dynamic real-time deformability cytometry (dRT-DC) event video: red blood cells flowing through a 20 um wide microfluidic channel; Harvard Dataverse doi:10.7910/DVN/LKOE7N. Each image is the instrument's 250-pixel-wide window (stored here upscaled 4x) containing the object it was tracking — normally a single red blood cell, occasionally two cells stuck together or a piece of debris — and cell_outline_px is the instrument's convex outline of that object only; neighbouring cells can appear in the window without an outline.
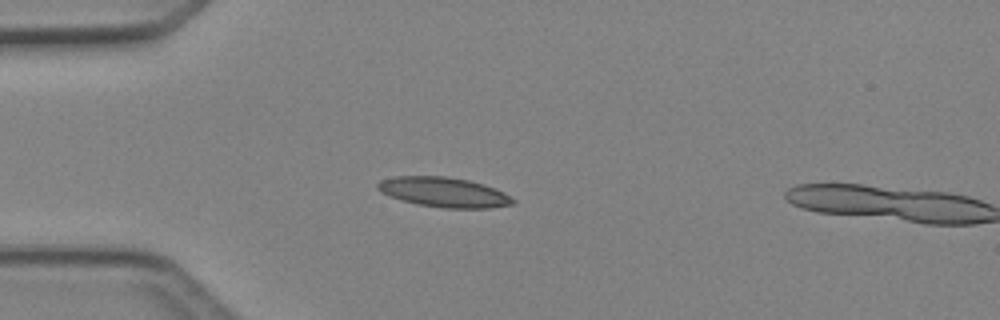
{"species": "Egyptian fruit bat (a non-hibernating species)", "species_latin": "Rousettus aegyptiacus", "temperature_condition": "cold", "stored_images_in_passage": 3, "camera_frame_rate_fps": 3000, "um_per_image_px": 0.085, "animal": {"sex": "female"}, "frame": {"image": 1, "passage_image": 1, "time_ms": 0.0, "image_size_px": [1000, 320], "cell_outline_px": [[516, 204], [488, 208], [444, 208], [416, 204], [400, 200], [388, 196], [380, 192], [376, 188], [376, 184], [380, 180], [392, 176], [444, 176], [468, 180], [484, 184], [504, 192], [512, 196], [516, 200]], "centroid_in_image_um": [37.71, 16.34], "position_along_channel_um": 47.3, "area_um2": 23.87}}